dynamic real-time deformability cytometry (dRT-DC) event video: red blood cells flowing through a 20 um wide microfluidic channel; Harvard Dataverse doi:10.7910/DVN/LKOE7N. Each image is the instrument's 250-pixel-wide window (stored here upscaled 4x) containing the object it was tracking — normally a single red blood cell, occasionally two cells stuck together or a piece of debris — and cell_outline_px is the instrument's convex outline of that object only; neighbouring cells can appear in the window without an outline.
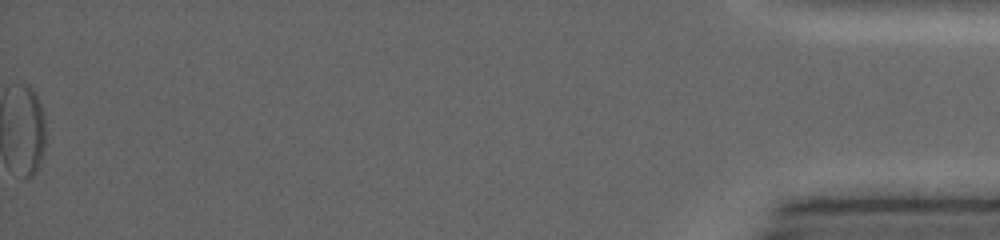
{"species": "common noctule bat (a hibernating species)", "species_latin": "Nyctalus noctula", "temperature_condition": "warm", "stored_images_in_passage": 53, "segment_of_instrument_passage": [2, 2], "camera_frame_rate_fps": 5000, "um_per_image_px": 0.085, "animal": {"sex": "female", "body_mass_g": 19.0, "forearm_length_mm": 53.3}, "frame": {"image": 1, "passage_image": 53, "time_ms": 13.0, "image_size_px": [1000, 240], "cell_outline_px": [[44, 148], [40, 164], [36, 172], [32, 176], [24, 176], [20, 88], [20, 84], [28, 84], [36, 92], [40, 100], [44, 116]], "centroid_in_image_um": [2.7, 11.0], "position_along_channel_um": 432.5, "area_um2": 12.54}}